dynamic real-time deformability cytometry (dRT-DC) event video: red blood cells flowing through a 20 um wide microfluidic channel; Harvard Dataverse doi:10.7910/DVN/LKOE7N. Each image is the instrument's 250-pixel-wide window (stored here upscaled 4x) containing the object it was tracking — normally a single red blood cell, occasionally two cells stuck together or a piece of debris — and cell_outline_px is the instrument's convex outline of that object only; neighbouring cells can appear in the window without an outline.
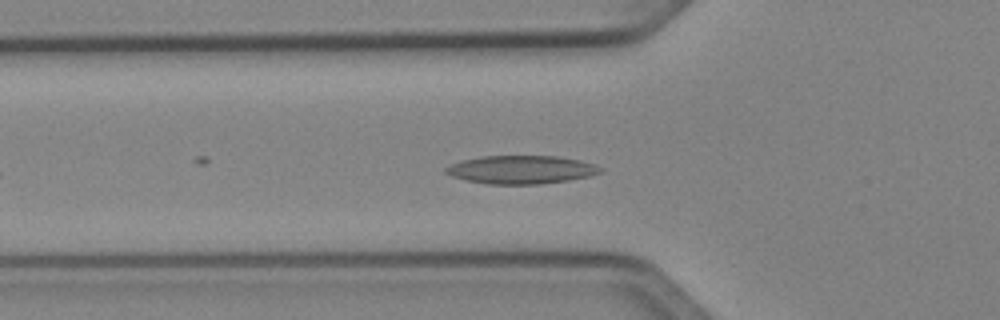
{"species": "Egyptian fruit bat (a non-hibernating species)", "species_latin": "Rousettus aegyptiacus", "temperature_condition": "cold", "stored_images_in_passage": 15, "camera_frame_rate_fps": 3000, "um_per_image_px": 0.085, "animal": {"sex": "female"}, "frame": {"image": 1, "passage_image": 8, "time_ms": 2.333, "image_size_px": [1000, 320], "cell_outline_px": [[604, 172], [592, 176], [568, 180], [540, 184], [488, 184], [464, 180], [452, 176], [444, 172], [444, 168], [452, 164], [464, 160], [484, 156], [556, 156], [580, 160], [604, 168]], "centroid_in_image_um": [44.34, 14.43], "position_along_channel_um": 81.5, "area_um2": 25.49}}